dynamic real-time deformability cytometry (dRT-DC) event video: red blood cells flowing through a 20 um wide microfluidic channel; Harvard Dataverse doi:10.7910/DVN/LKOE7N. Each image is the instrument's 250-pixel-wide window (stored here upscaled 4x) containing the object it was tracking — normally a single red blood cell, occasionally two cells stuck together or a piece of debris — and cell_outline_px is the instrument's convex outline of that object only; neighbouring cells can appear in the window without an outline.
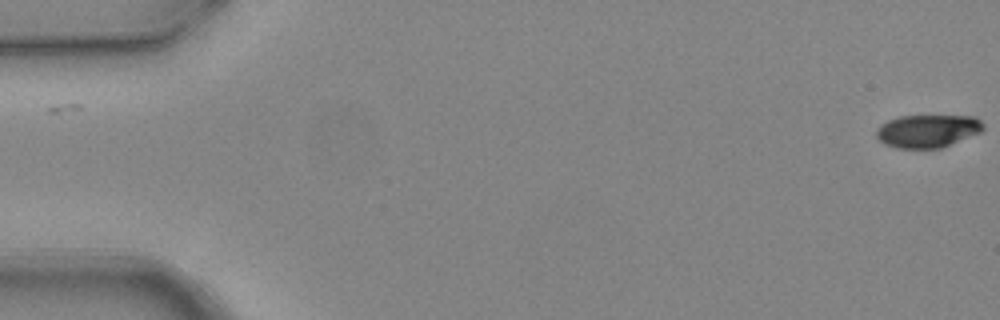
{"species": "common noctule bat (a hibernating species)", "species_latin": "Nyctalus noctula", "temperature_condition": "warm", "stored_images_in_passage": 2, "camera_frame_rate_fps": 3000, "um_per_image_px": 0.085, "animal": {"sex": "female", "body_mass_g": 24.6, "forearm_length_mm": 56.2}, "frame": {"image": 1, "passage_image": 2, "time_ms": 0.333, "image_size_px": [1000, 320], "cell_outline_px": [[984, 128], [980, 132], [940, 148], [896, 148], [884, 144], [876, 136], [876, 128], [880, 124], [888, 120], [900, 116], [976, 116], [984, 124]], "centroid_in_image_um": [78.82, 11.12], "position_along_channel_um": 6.2, "area_um2": 20.46}}